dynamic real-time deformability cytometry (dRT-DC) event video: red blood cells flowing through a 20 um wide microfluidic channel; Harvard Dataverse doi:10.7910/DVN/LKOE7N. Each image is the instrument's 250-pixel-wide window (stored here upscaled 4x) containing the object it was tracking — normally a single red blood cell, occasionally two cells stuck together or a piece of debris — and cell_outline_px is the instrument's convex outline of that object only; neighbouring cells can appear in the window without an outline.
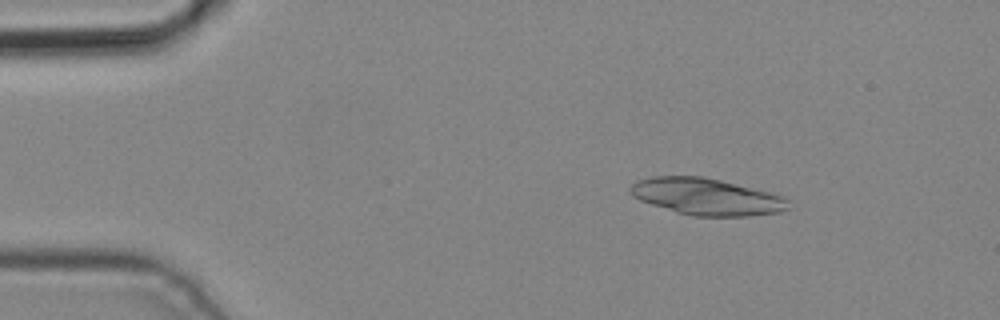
{"species": "common noctule bat (a hibernating species)", "species_latin": "Nyctalus noctula", "temperature_condition": "cold", "stored_images_in_passage": 6, "segment_of_instrument_passage": [1, 2], "camera_frame_rate_fps": 3000, "um_per_image_px": 0.085, "animal": {"sex": "male", "body_mass_g": 19.2, "forearm_length_mm": 51.8}, "frame": {"image": 1, "passage_image": 2, "time_ms": 0.333, "image_size_px": [1000, 320], "cell_outline_px": [[788, 208], [780, 212], [748, 216], [692, 216], [676, 212], [640, 200], [632, 196], [628, 188], [636, 180], [652, 176], [704, 176], [784, 196], [788, 200]], "centroid_in_image_um": [60.02, 16.71], "position_along_channel_um": 25.0, "area_um2": 33.76}}